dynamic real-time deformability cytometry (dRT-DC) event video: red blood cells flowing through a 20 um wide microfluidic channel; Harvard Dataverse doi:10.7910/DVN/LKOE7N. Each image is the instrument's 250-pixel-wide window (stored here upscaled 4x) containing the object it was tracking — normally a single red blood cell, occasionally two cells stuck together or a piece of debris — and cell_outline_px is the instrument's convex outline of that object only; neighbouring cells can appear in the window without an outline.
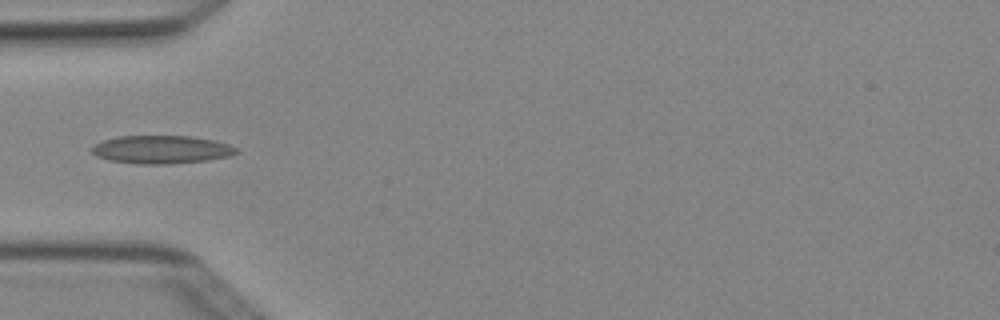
{"species": "Egyptian fruit bat (a non-hibernating species)", "species_latin": "Rousettus aegyptiacus", "temperature_condition": "cold", "stored_images_in_passage": 4, "camera_frame_rate_fps": 3000, "um_per_image_px": 0.085, "animal": {"sex": "female"}, "frame": {"image": 1, "passage_image": 4, "time_ms": 1.0, "image_size_px": [1000, 320], "cell_outline_px": [[240, 152], [232, 156], [208, 160], [168, 164], [136, 164], [108, 160], [96, 156], [92, 152], [92, 144], [104, 140], [120, 136], [188, 136], [216, 140], [228, 144], [236, 148]], "centroid_in_image_um": [13.74, 12.72], "position_along_channel_um": 71.3, "area_um2": 23.87}}